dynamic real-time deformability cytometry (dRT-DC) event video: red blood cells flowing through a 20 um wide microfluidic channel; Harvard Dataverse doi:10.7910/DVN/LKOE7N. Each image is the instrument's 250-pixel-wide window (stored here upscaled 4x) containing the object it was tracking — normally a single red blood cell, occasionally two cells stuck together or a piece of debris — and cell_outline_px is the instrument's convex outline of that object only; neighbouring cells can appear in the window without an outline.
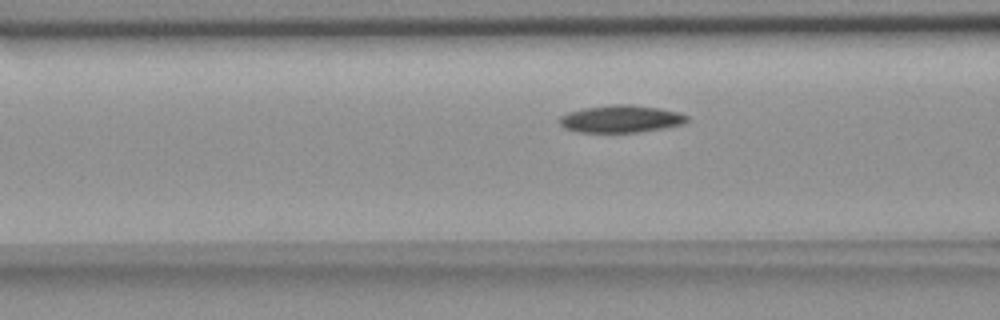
{"species": "common noctule bat (a hibernating species)", "species_latin": "Nyctalus noctula", "temperature_condition": "room temperature", "stored_images_in_passage": 36, "camera_frame_rate_fps": 3000, "um_per_image_px": 0.085, "animal": {"sex": "female", "body_mass_g": 18.4}, "frame": {"image": 1, "passage_image": 7, "time_ms": 2.0, "image_size_px": [1000, 320], "cell_outline_px": [[688, 120], [684, 124], [668, 128], [640, 132], [576, 132], [564, 128], [560, 124], [560, 116], [568, 112], [584, 108], [612, 104], [628, 104], [660, 108], [676, 112], [688, 116]], "centroid_in_image_um": [52.79, 10.11], "position_along_channel_um": 113.8, "area_um2": 20.46}}
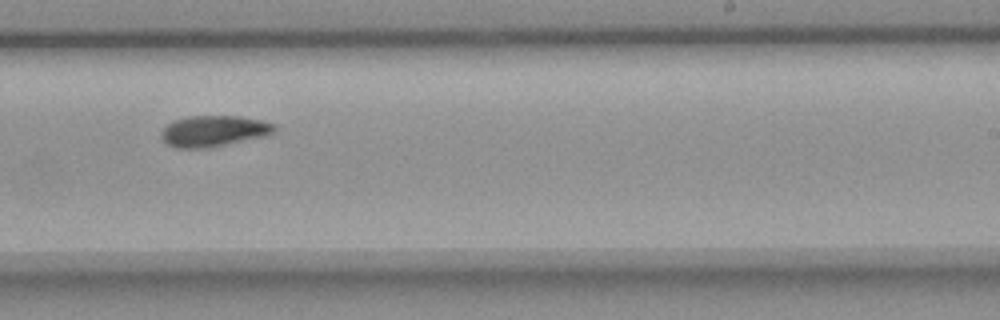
{"frame": {"image": 2, "passage_image": 20, "time_ms": 6.333, "image_size_px": [1000, 320], "cell_outline_px": [[276, 132], [264, 136], [208, 148], [176, 148], [168, 144], [160, 136], [160, 132], [168, 124], [176, 120], [188, 116], [240, 116], [260, 120], [276, 124]], "centroid_in_image_um": [18.18, 11.14], "position_along_channel_um": 270.8, "area_um2": 20.4}}
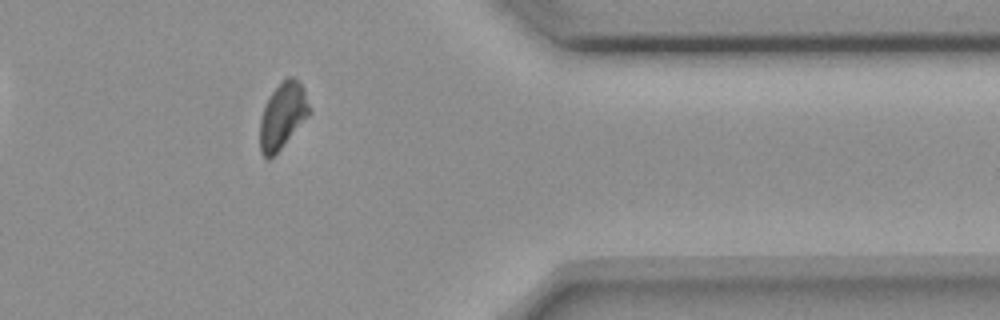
{"frame": {"image": 3, "passage_image": 31, "time_ms": 10.0, "image_size_px": [1000, 320], "cell_outline_px": [[312, 112], [280, 148], [268, 160], [260, 152], [260, 120], [264, 104], [272, 92], [288, 76], [292, 76], [304, 88]], "centroid_in_image_um": [24.02, 9.82], "position_along_channel_um": 387.4, "area_um2": 18.73}}